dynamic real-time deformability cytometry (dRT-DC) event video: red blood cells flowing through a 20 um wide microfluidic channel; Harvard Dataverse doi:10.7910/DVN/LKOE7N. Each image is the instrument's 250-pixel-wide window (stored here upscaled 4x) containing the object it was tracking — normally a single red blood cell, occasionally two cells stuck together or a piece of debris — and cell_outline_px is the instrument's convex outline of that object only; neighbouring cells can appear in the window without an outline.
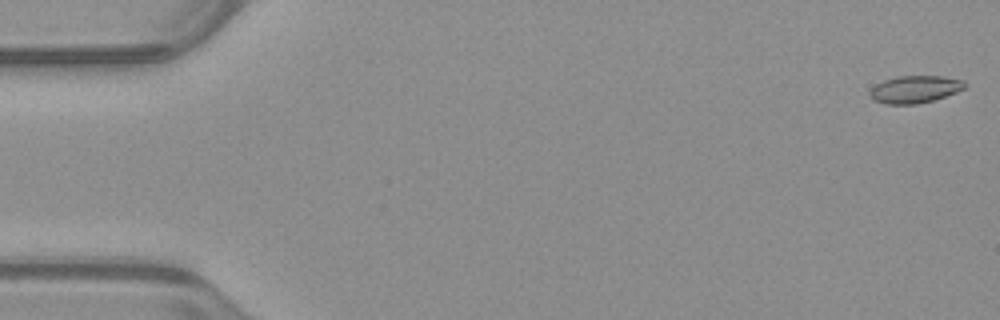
{"species": "common noctule bat (a hibernating species)", "species_latin": "Nyctalus noctula", "temperature_condition": "warm", "stored_images_in_passage": 52, "camera_frame_rate_fps": 3000, "um_per_image_px": 0.085, "animal": {"sex": "male", "body_mass_g": 23.1, "forearm_length_mm": 52.7}, "frame": {"image": 1, "passage_image": 1, "time_ms": 0.0, "image_size_px": [1000, 320], "cell_outline_px": [[968, 84], [964, 88], [956, 92], [932, 100], [916, 104], [884, 104], [872, 100], [868, 96], [868, 92], [876, 84], [884, 80], [896, 76], [944, 76], [964, 80]], "centroid_in_image_um": [77.73, 7.58], "position_along_channel_um": 7.3, "area_um2": 15.26}}
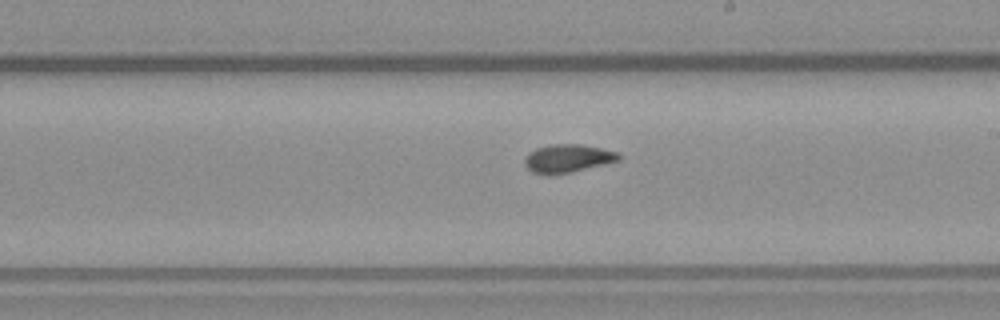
{"frame": {"image": 2, "passage_image": 30, "time_ms": 9.667, "image_size_px": [1000, 320], "cell_outline_px": [[620, 160], [572, 172], [548, 176], [544, 176], [532, 172], [524, 164], [524, 160], [528, 152], [536, 148], [552, 144], [584, 144], [616, 152], [620, 156]], "centroid_in_image_um": [48.2, 13.48], "position_along_channel_um": 240.8, "area_um2": 15.61}}
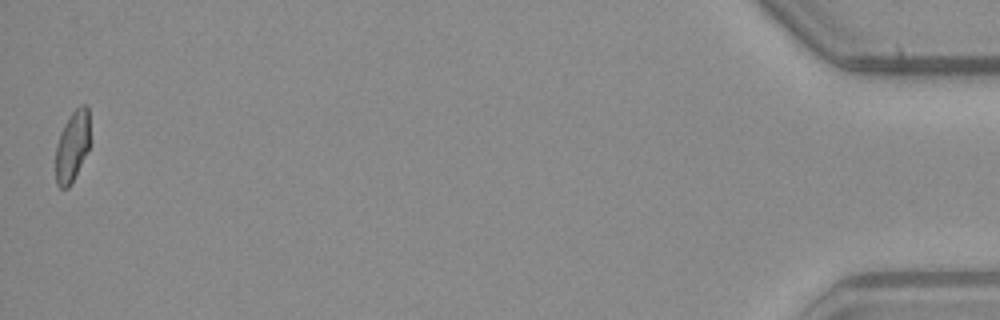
{"frame": {"image": 3, "passage_image": 52, "time_ms": 17.0, "image_size_px": [1000, 320], "cell_outline_px": [[88, 148], [68, 188], [60, 188], [56, 184], [56, 144], [60, 132], [64, 124], [72, 112], [80, 104], [88, 104]], "centroid_in_image_um": [6.11, 12.39], "position_along_channel_um": 429.1, "area_um2": 13.76}, "authors_computed_cell_mechanics": {"area_um2": 15.0858, "velocity_mm_per_s": 3.9672, "shape_relaxation_time_tau1_ms": null, "shape_relaxation_time_tau2_ms": 1.9471, "deformation_change_tau1": null, "deformation_change_tau2": 0.0798}}